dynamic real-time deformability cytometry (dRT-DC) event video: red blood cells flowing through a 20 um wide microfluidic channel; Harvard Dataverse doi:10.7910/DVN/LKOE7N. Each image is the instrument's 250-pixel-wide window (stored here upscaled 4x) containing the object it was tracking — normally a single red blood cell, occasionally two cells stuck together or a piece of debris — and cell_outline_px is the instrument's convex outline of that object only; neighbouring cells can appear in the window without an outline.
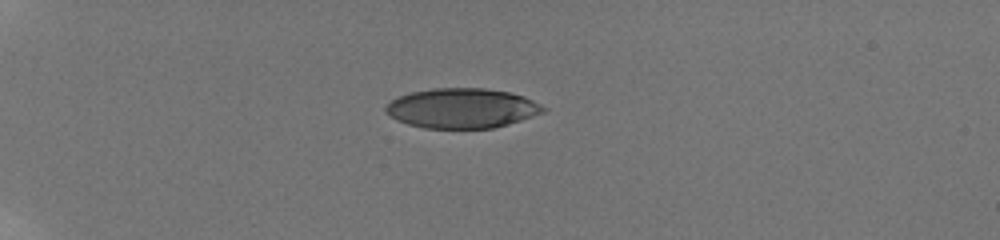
{"species": "human", "species_latin": "Homo sapiens", "temperature_condition": "room temperature", "stored_images_in_passage": 41, "camera_frame_rate_fps": 3000, "um_per_image_px": 0.085, "donor": {"sex": "male"}, "frame": {"image": 1, "passage_image": 1, "time_ms": 0.0, "image_size_px": [1000, 240], "cell_outline_px": [[548, 108], [544, 112], [508, 124], [492, 128], [424, 128], [408, 124], [396, 120], [384, 112], [384, 108], [392, 100], [400, 96], [412, 92], [432, 88], [484, 88], [512, 92], [524, 96]], "centroid_in_image_um": [39.27, 9.19], "position_along_channel_um": 45.7, "area_um2": 36.59}}
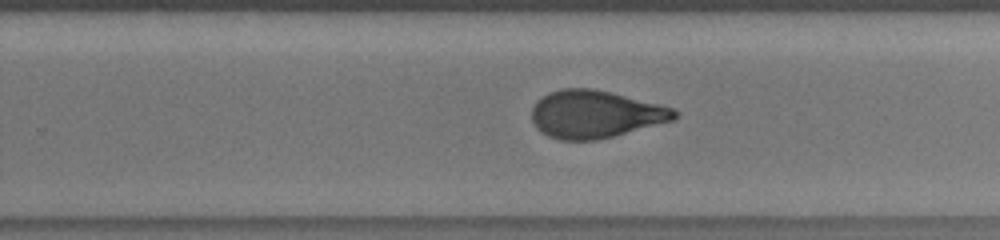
{"frame": {"image": 2, "passage_image": 24, "time_ms": 7.667, "image_size_px": [1000, 240], "cell_outline_px": [[680, 116], [672, 120], [612, 136], [596, 140], [560, 140], [548, 136], [540, 132], [536, 128], [532, 120], [532, 108], [536, 100], [548, 92], [564, 88], [592, 88], [676, 108], [680, 112]], "centroid_in_image_um": [50.57, 9.7], "position_along_channel_um": 279.2, "area_um2": 39.54}}
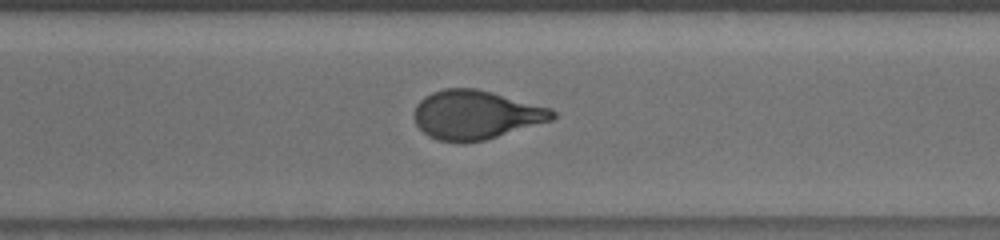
{"frame": {"image": 3, "passage_image": 28, "time_ms": 9.0, "image_size_px": [1000, 240], "cell_outline_px": [[556, 116], [552, 120], [484, 140], [464, 144], [436, 140], [428, 136], [416, 124], [412, 116], [416, 104], [424, 96], [432, 92], [444, 88], [476, 88], [492, 92], [552, 108], [556, 112]], "centroid_in_image_um": [40.41, 9.76], "position_along_channel_um": 330.2, "area_um2": 39.77}, "authors_computed_cell_mechanics": {"area_um2": 39.7664, "velocity_mm_per_s": 3.8252, "shape_relaxation_time_tau1_ms": 7.5076, "shape_relaxation_time_tau2_ms": 1.011, "deformation_change_tau1": 0.2442, "deformation_change_tau2": 0.0745}}